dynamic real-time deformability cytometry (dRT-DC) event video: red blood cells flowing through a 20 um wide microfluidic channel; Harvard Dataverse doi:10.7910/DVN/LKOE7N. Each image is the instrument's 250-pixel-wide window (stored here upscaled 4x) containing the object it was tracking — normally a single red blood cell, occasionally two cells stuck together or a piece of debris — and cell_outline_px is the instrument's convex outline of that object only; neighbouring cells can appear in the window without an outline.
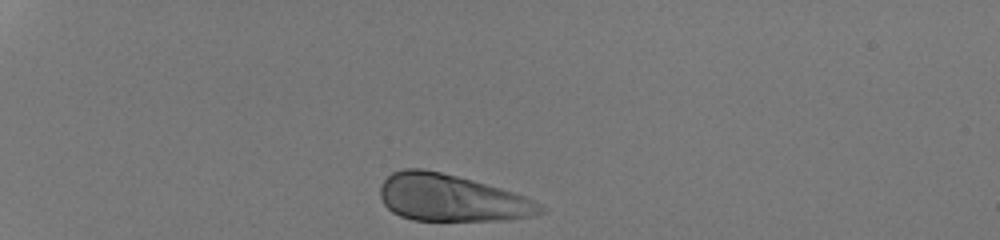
{"species": "human", "species_latin": "Homo sapiens", "temperature_condition": "room temperature", "stored_images_in_passage": 31, "camera_frame_rate_fps": 3000, "um_per_image_px": 0.085, "donor": {"sex": "male"}, "frame": {"image": 1, "passage_image": 1, "time_ms": 0.0, "image_size_px": [1000, 240], "cell_outline_px": [[548, 212], [532, 216], [512, 220], [412, 220], [400, 216], [392, 212], [384, 204], [380, 196], [380, 184], [392, 172], [404, 168], [424, 168], [472, 180], [500, 188], [524, 196], [548, 208]], "centroid_in_image_um": [38.38, 16.83], "position_along_channel_um": 46.6, "area_um2": 43.93}}
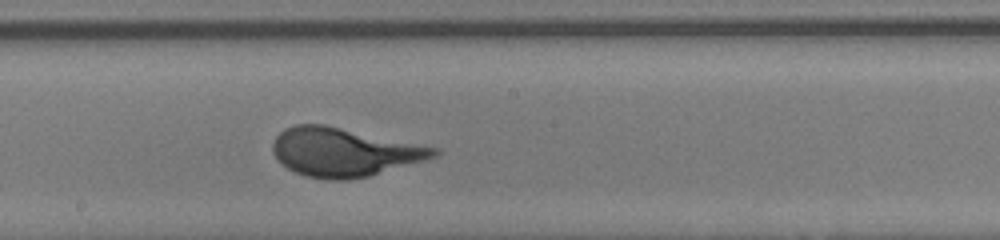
{"frame": {"image": 2, "passage_image": 18, "time_ms": 5.667, "image_size_px": [1000, 240], "cell_outline_px": [[440, 152], [436, 156], [424, 160], [368, 176], [344, 180], [328, 180], [308, 176], [296, 172], [288, 168], [276, 160], [272, 152], [272, 144], [276, 136], [284, 128], [296, 124], [324, 124], [440, 148]], "centroid_in_image_um": [29.21, 12.92], "position_along_channel_um": 219.0, "area_um2": 45.49}}
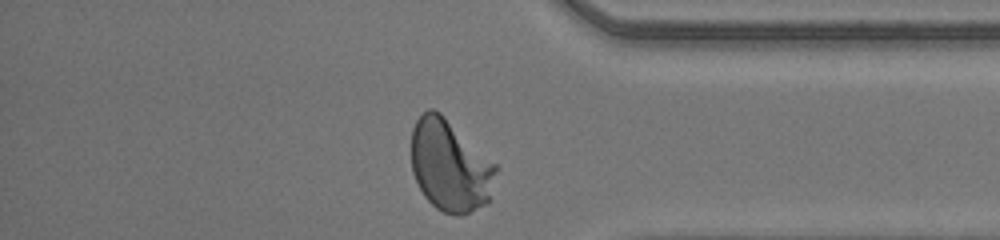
{"frame": {"image": 3, "passage_image": 31, "time_ms": 10.0, "image_size_px": [1000, 240], "cell_outline_px": [[496, 172], [492, 200], [460, 216], [456, 216], [444, 212], [436, 208], [424, 196], [412, 172], [412, 128], [416, 120], [428, 108], [432, 108], [440, 112], [496, 164]], "centroid_in_image_um": [38.26, 14.09], "position_along_channel_um": 396.9, "area_um2": 45.08}, "authors_computed_cell_mechanics": {"area_um2": 44.0436, "velocity_mm_per_s": 4.2336, "shape_relaxation_time_tau1_ms": 3.3205, "shape_relaxation_time_tau2_ms": null, "deformation_change_tau1": 0.2001, "deformation_change_tau2": null}}